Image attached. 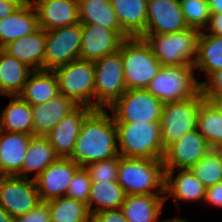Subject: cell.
<instances>
[{"instance_id":"bcb514c9","label":"cell","mask_w":222,"mask_h":222,"mask_svg":"<svg viewBox=\"0 0 222 222\" xmlns=\"http://www.w3.org/2000/svg\"><path fill=\"white\" fill-rule=\"evenodd\" d=\"M211 14H222V0H206Z\"/></svg>"},{"instance_id":"cb8c5ba5","label":"cell","mask_w":222,"mask_h":222,"mask_svg":"<svg viewBox=\"0 0 222 222\" xmlns=\"http://www.w3.org/2000/svg\"><path fill=\"white\" fill-rule=\"evenodd\" d=\"M122 30L129 37H142L147 25V0H110Z\"/></svg>"},{"instance_id":"f6af8a7d","label":"cell","mask_w":222,"mask_h":222,"mask_svg":"<svg viewBox=\"0 0 222 222\" xmlns=\"http://www.w3.org/2000/svg\"><path fill=\"white\" fill-rule=\"evenodd\" d=\"M204 97L222 115V95H204Z\"/></svg>"},{"instance_id":"ffe728a7","label":"cell","mask_w":222,"mask_h":222,"mask_svg":"<svg viewBox=\"0 0 222 222\" xmlns=\"http://www.w3.org/2000/svg\"><path fill=\"white\" fill-rule=\"evenodd\" d=\"M77 106L71 98L62 93L46 103L31 106L34 120L33 135L45 136Z\"/></svg>"},{"instance_id":"2e32d148","label":"cell","mask_w":222,"mask_h":222,"mask_svg":"<svg viewBox=\"0 0 222 222\" xmlns=\"http://www.w3.org/2000/svg\"><path fill=\"white\" fill-rule=\"evenodd\" d=\"M188 28L179 0H147L144 35L167 34Z\"/></svg>"},{"instance_id":"d4e9b609","label":"cell","mask_w":222,"mask_h":222,"mask_svg":"<svg viewBox=\"0 0 222 222\" xmlns=\"http://www.w3.org/2000/svg\"><path fill=\"white\" fill-rule=\"evenodd\" d=\"M165 201L164 195H126L121 209L128 222H158Z\"/></svg>"},{"instance_id":"b9f144b4","label":"cell","mask_w":222,"mask_h":222,"mask_svg":"<svg viewBox=\"0 0 222 222\" xmlns=\"http://www.w3.org/2000/svg\"><path fill=\"white\" fill-rule=\"evenodd\" d=\"M204 202L222 207V181L206 188Z\"/></svg>"},{"instance_id":"5b68a950","label":"cell","mask_w":222,"mask_h":222,"mask_svg":"<svg viewBox=\"0 0 222 222\" xmlns=\"http://www.w3.org/2000/svg\"><path fill=\"white\" fill-rule=\"evenodd\" d=\"M126 89H146L157 75L161 63L141 37H128L121 43Z\"/></svg>"},{"instance_id":"d6986e66","label":"cell","mask_w":222,"mask_h":222,"mask_svg":"<svg viewBox=\"0 0 222 222\" xmlns=\"http://www.w3.org/2000/svg\"><path fill=\"white\" fill-rule=\"evenodd\" d=\"M38 28L36 9L30 0H26L15 12L0 19V49Z\"/></svg>"},{"instance_id":"484cf974","label":"cell","mask_w":222,"mask_h":222,"mask_svg":"<svg viewBox=\"0 0 222 222\" xmlns=\"http://www.w3.org/2000/svg\"><path fill=\"white\" fill-rule=\"evenodd\" d=\"M59 94L58 80L52 70H34L19 96L31 106L41 105Z\"/></svg>"},{"instance_id":"1f68e13d","label":"cell","mask_w":222,"mask_h":222,"mask_svg":"<svg viewBox=\"0 0 222 222\" xmlns=\"http://www.w3.org/2000/svg\"><path fill=\"white\" fill-rule=\"evenodd\" d=\"M126 197L125 191L117 181L91 183L88 209L90 214L103 210L120 209ZM97 207L93 208V205Z\"/></svg>"},{"instance_id":"d590c367","label":"cell","mask_w":222,"mask_h":222,"mask_svg":"<svg viewBox=\"0 0 222 222\" xmlns=\"http://www.w3.org/2000/svg\"><path fill=\"white\" fill-rule=\"evenodd\" d=\"M188 27L203 31L210 20L211 12L206 0H179Z\"/></svg>"},{"instance_id":"ba28073f","label":"cell","mask_w":222,"mask_h":222,"mask_svg":"<svg viewBox=\"0 0 222 222\" xmlns=\"http://www.w3.org/2000/svg\"><path fill=\"white\" fill-rule=\"evenodd\" d=\"M53 72L58 80L59 93L71 98L77 105L94 109V61L78 59L57 67Z\"/></svg>"},{"instance_id":"60d3db41","label":"cell","mask_w":222,"mask_h":222,"mask_svg":"<svg viewBox=\"0 0 222 222\" xmlns=\"http://www.w3.org/2000/svg\"><path fill=\"white\" fill-rule=\"evenodd\" d=\"M91 222H128L122 209L103 210L91 214Z\"/></svg>"},{"instance_id":"7402d4cb","label":"cell","mask_w":222,"mask_h":222,"mask_svg":"<svg viewBox=\"0 0 222 222\" xmlns=\"http://www.w3.org/2000/svg\"><path fill=\"white\" fill-rule=\"evenodd\" d=\"M45 46L46 31L39 27L33 33L9 43L3 50L34 71L44 70Z\"/></svg>"},{"instance_id":"f546056e","label":"cell","mask_w":222,"mask_h":222,"mask_svg":"<svg viewBox=\"0 0 222 222\" xmlns=\"http://www.w3.org/2000/svg\"><path fill=\"white\" fill-rule=\"evenodd\" d=\"M194 67L203 71L206 78L222 69V36L200 32Z\"/></svg>"},{"instance_id":"30bf717a","label":"cell","mask_w":222,"mask_h":222,"mask_svg":"<svg viewBox=\"0 0 222 222\" xmlns=\"http://www.w3.org/2000/svg\"><path fill=\"white\" fill-rule=\"evenodd\" d=\"M164 103L146 89H128L109 109L116 123L161 121Z\"/></svg>"},{"instance_id":"7c38bea8","label":"cell","mask_w":222,"mask_h":222,"mask_svg":"<svg viewBox=\"0 0 222 222\" xmlns=\"http://www.w3.org/2000/svg\"><path fill=\"white\" fill-rule=\"evenodd\" d=\"M41 202L34 178L0 176V206L13 218L29 213Z\"/></svg>"},{"instance_id":"52a82bcc","label":"cell","mask_w":222,"mask_h":222,"mask_svg":"<svg viewBox=\"0 0 222 222\" xmlns=\"http://www.w3.org/2000/svg\"><path fill=\"white\" fill-rule=\"evenodd\" d=\"M205 100L200 90L189 99L164 103L161 115V141L164 150L186 133L197 129L199 108Z\"/></svg>"},{"instance_id":"3957f363","label":"cell","mask_w":222,"mask_h":222,"mask_svg":"<svg viewBox=\"0 0 222 222\" xmlns=\"http://www.w3.org/2000/svg\"><path fill=\"white\" fill-rule=\"evenodd\" d=\"M119 154L140 159H162L161 121L116 123Z\"/></svg>"},{"instance_id":"5bb4252c","label":"cell","mask_w":222,"mask_h":222,"mask_svg":"<svg viewBox=\"0 0 222 222\" xmlns=\"http://www.w3.org/2000/svg\"><path fill=\"white\" fill-rule=\"evenodd\" d=\"M81 29V60L96 61L112 54L118 51L123 40L129 37L124 31H114L98 24H81Z\"/></svg>"},{"instance_id":"e575fe53","label":"cell","mask_w":222,"mask_h":222,"mask_svg":"<svg viewBox=\"0 0 222 222\" xmlns=\"http://www.w3.org/2000/svg\"><path fill=\"white\" fill-rule=\"evenodd\" d=\"M190 170L207 188L222 181V149H211Z\"/></svg>"},{"instance_id":"7a4b0ae2","label":"cell","mask_w":222,"mask_h":222,"mask_svg":"<svg viewBox=\"0 0 222 222\" xmlns=\"http://www.w3.org/2000/svg\"><path fill=\"white\" fill-rule=\"evenodd\" d=\"M117 182L126 195L165 194L162 159H140L119 155Z\"/></svg>"},{"instance_id":"4dcf8cb0","label":"cell","mask_w":222,"mask_h":222,"mask_svg":"<svg viewBox=\"0 0 222 222\" xmlns=\"http://www.w3.org/2000/svg\"><path fill=\"white\" fill-rule=\"evenodd\" d=\"M79 22L123 31L110 0H78Z\"/></svg>"},{"instance_id":"83f0119b","label":"cell","mask_w":222,"mask_h":222,"mask_svg":"<svg viewBox=\"0 0 222 222\" xmlns=\"http://www.w3.org/2000/svg\"><path fill=\"white\" fill-rule=\"evenodd\" d=\"M11 98L0 115L1 131L24 133L33 136V115L31 105L19 95Z\"/></svg>"},{"instance_id":"8fae6325","label":"cell","mask_w":222,"mask_h":222,"mask_svg":"<svg viewBox=\"0 0 222 222\" xmlns=\"http://www.w3.org/2000/svg\"><path fill=\"white\" fill-rule=\"evenodd\" d=\"M82 46L81 23L46 31L44 70H54L79 59Z\"/></svg>"},{"instance_id":"4fadbf2b","label":"cell","mask_w":222,"mask_h":222,"mask_svg":"<svg viewBox=\"0 0 222 222\" xmlns=\"http://www.w3.org/2000/svg\"><path fill=\"white\" fill-rule=\"evenodd\" d=\"M211 150L206 139L197 129L186 133L164 151L165 170L190 169Z\"/></svg>"},{"instance_id":"9c48e42d","label":"cell","mask_w":222,"mask_h":222,"mask_svg":"<svg viewBox=\"0 0 222 222\" xmlns=\"http://www.w3.org/2000/svg\"><path fill=\"white\" fill-rule=\"evenodd\" d=\"M94 66V109L109 108L127 90L121 46L118 51L94 61Z\"/></svg>"},{"instance_id":"4316f807","label":"cell","mask_w":222,"mask_h":222,"mask_svg":"<svg viewBox=\"0 0 222 222\" xmlns=\"http://www.w3.org/2000/svg\"><path fill=\"white\" fill-rule=\"evenodd\" d=\"M33 70L0 49V92L3 96L19 95Z\"/></svg>"},{"instance_id":"74e56055","label":"cell","mask_w":222,"mask_h":222,"mask_svg":"<svg viewBox=\"0 0 222 222\" xmlns=\"http://www.w3.org/2000/svg\"><path fill=\"white\" fill-rule=\"evenodd\" d=\"M91 179L84 167H81L74 175L66 193V197L82 201L88 204L91 190Z\"/></svg>"},{"instance_id":"44dd1931","label":"cell","mask_w":222,"mask_h":222,"mask_svg":"<svg viewBox=\"0 0 222 222\" xmlns=\"http://www.w3.org/2000/svg\"><path fill=\"white\" fill-rule=\"evenodd\" d=\"M174 173V169L165 170V200L172 196L178 208V200L204 201L206 187L190 169H178V173Z\"/></svg>"},{"instance_id":"9a60e30c","label":"cell","mask_w":222,"mask_h":222,"mask_svg":"<svg viewBox=\"0 0 222 222\" xmlns=\"http://www.w3.org/2000/svg\"><path fill=\"white\" fill-rule=\"evenodd\" d=\"M81 168L71 158H58L35 178L38 193L42 202L66 196L68 187Z\"/></svg>"},{"instance_id":"f1b7e54d","label":"cell","mask_w":222,"mask_h":222,"mask_svg":"<svg viewBox=\"0 0 222 222\" xmlns=\"http://www.w3.org/2000/svg\"><path fill=\"white\" fill-rule=\"evenodd\" d=\"M58 158L53 146L45 136L33 135L27 147L22 169L17 176L29 178L27 173L35 171L36 174L32 177L35 179Z\"/></svg>"},{"instance_id":"6da1fadb","label":"cell","mask_w":222,"mask_h":222,"mask_svg":"<svg viewBox=\"0 0 222 222\" xmlns=\"http://www.w3.org/2000/svg\"><path fill=\"white\" fill-rule=\"evenodd\" d=\"M117 129L114 117L103 109H94L84 120L70 157L79 166L118 157Z\"/></svg>"},{"instance_id":"d6a6232c","label":"cell","mask_w":222,"mask_h":222,"mask_svg":"<svg viewBox=\"0 0 222 222\" xmlns=\"http://www.w3.org/2000/svg\"><path fill=\"white\" fill-rule=\"evenodd\" d=\"M51 222H91L86 203L63 196L47 201Z\"/></svg>"},{"instance_id":"603a6c76","label":"cell","mask_w":222,"mask_h":222,"mask_svg":"<svg viewBox=\"0 0 222 222\" xmlns=\"http://www.w3.org/2000/svg\"><path fill=\"white\" fill-rule=\"evenodd\" d=\"M31 138L24 133L0 132V176L21 171Z\"/></svg>"},{"instance_id":"ac0fdd59","label":"cell","mask_w":222,"mask_h":222,"mask_svg":"<svg viewBox=\"0 0 222 222\" xmlns=\"http://www.w3.org/2000/svg\"><path fill=\"white\" fill-rule=\"evenodd\" d=\"M45 31L79 23L78 0H30Z\"/></svg>"},{"instance_id":"7dc6e473","label":"cell","mask_w":222,"mask_h":222,"mask_svg":"<svg viewBox=\"0 0 222 222\" xmlns=\"http://www.w3.org/2000/svg\"><path fill=\"white\" fill-rule=\"evenodd\" d=\"M14 218L0 206V222H13Z\"/></svg>"},{"instance_id":"c3c4849f","label":"cell","mask_w":222,"mask_h":222,"mask_svg":"<svg viewBox=\"0 0 222 222\" xmlns=\"http://www.w3.org/2000/svg\"><path fill=\"white\" fill-rule=\"evenodd\" d=\"M162 222H189V221L185 220V219L178 218V216H175L172 219L167 218V219L163 220Z\"/></svg>"},{"instance_id":"8992f818","label":"cell","mask_w":222,"mask_h":222,"mask_svg":"<svg viewBox=\"0 0 222 222\" xmlns=\"http://www.w3.org/2000/svg\"><path fill=\"white\" fill-rule=\"evenodd\" d=\"M195 72L194 65L161 66L146 90L163 103L189 99L201 90Z\"/></svg>"},{"instance_id":"ab89813d","label":"cell","mask_w":222,"mask_h":222,"mask_svg":"<svg viewBox=\"0 0 222 222\" xmlns=\"http://www.w3.org/2000/svg\"><path fill=\"white\" fill-rule=\"evenodd\" d=\"M206 81H201L203 95H222V69L210 75Z\"/></svg>"},{"instance_id":"e0dca14e","label":"cell","mask_w":222,"mask_h":222,"mask_svg":"<svg viewBox=\"0 0 222 222\" xmlns=\"http://www.w3.org/2000/svg\"><path fill=\"white\" fill-rule=\"evenodd\" d=\"M93 110L91 107L78 105L45 135L59 158L72 156L82 124Z\"/></svg>"},{"instance_id":"ee69618b","label":"cell","mask_w":222,"mask_h":222,"mask_svg":"<svg viewBox=\"0 0 222 222\" xmlns=\"http://www.w3.org/2000/svg\"><path fill=\"white\" fill-rule=\"evenodd\" d=\"M209 31L210 35H219L222 36V14H211L209 23L204 29Z\"/></svg>"},{"instance_id":"277c9868","label":"cell","mask_w":222,"mask_h":222,"mask_svg":"<svg viewBox=\"0 0 222 222\" xmlns=\"http://www.w3.org/2000/svg\"><path fill=\"white\" fill-rule=\"evenodd\" d=\"M200 30L188 27L182 31L143 35L161 66L194 65Z\"/></svg>"},{"instance_id":"8d00e7d4","label":"cell","mask_w":222,"mask_h":222,"mask_svg":"<svg viewBox=\"0 0 222 222\" xmlns=\"http://www.w3.org/2000/svg\"><path fill=\"white\" fill-rule=\"evenodd\" d=\"M84 168L90 176L91 183L117 181L119 156L87 164Z\"/></svg>"},{"instance_id":"7bdbcfd3","label":"cell","mask_w":222,"mask_h":222,"mask_svg":"<svg viewBox=\"0 0 222 222\" xmlns=\"http://www.w3.org/2000/svg\"><path fill=\"white\" fill-rule=\"evenodd\" d=\"M26 0H0V19L17 10Z\"/></svg>"},{"instance_id":"f35d334b","label":"cell","mask_w":222,"mask_h":222,"mask_svg":"<svg viewBox=\"0 0 222 222\" xmlns=\"http://www.w3.org/2000/svg\"><path fill=\"white\" fill-rule=\"evenodd\" d=\"M13 222H51L50 210L47 202H41L29 213L14 218Z\"/></svg>"},{"instance_id":"836d02e7","label":"cell","mask_w":222,"mask_h":222,"mask_svg":"<svg viewBox=\"0 0 222 222\" xmlns=\"http://www.w3.org/2000/svg\"><path fill=\"white\" fill-rule=\"evenodd\" d=\"M197 130L211 149H222V115L207 100L199 108Z\"/></svg>"}]
</instances>
